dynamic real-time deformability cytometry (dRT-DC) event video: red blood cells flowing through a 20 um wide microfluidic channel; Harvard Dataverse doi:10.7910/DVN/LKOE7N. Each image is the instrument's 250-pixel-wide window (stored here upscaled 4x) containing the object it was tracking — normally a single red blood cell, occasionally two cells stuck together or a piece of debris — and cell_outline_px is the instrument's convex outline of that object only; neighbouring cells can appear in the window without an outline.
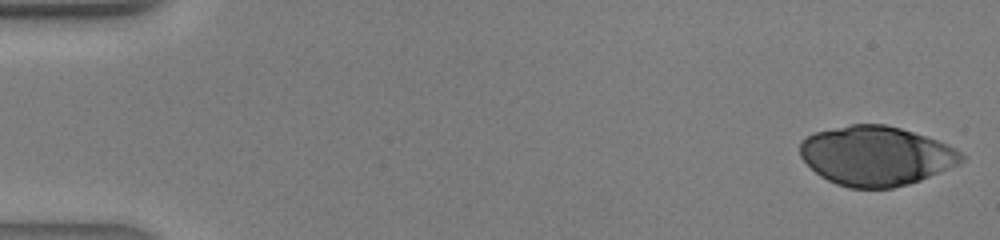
{"species": "human", "species_latin": "Homo sapiens", "temperature_condition": "warm", "stored_images_in_passage": 18, "camera_frame_rate_fps": 3000, "um_per_image_px": 0.085, "donor": {"sex": "male"}, "frame": {"image": 1, "passage_image": 1, "time_ms": 0.0, "image_size_px": [1000, 240], "cell_outline_px": [[968, 156], [964, 160], [956, 164], [920, 180], [908, 184], [892, 188], [848, 188], [836, 184], [820, 176], [800, 156], [800, 140], [816, 132], [852, 124], [884, 124], [900, 128], [936, 140]], "centroid_in_image_um": [74.43, 13.25], "position_along_channel_um": 10.6, "area_um2": 55.31}}
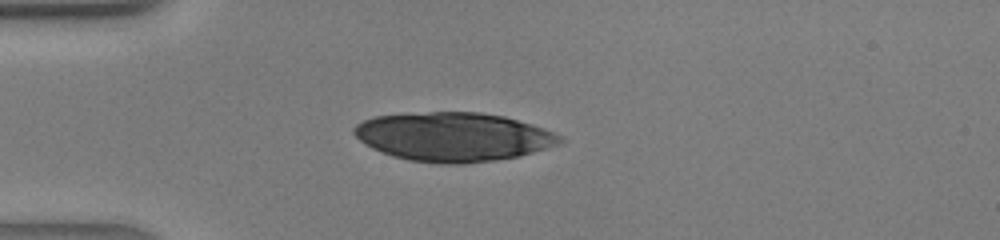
{"frame": {"image": 2, "passage_image": 11, "time_ms": 3.333, "image_size_px": [1000, 240], "cell_outline_px": [[564, 140], [560, 144], [520, 156], [496, 160], [464, 164], [440, 164], [408, 160], [392, 156], [372, 148], [364, 144], [352, 132], [352, 128], [356, 124], [364, 120], [376, 116], [428, 112], [480, 112], [504, 116], [532, 124], [556, 132], [564, 136]], "centroid_in_image_um": [38.56, 11.64], "position_along_channel_um": 46.4, "area_um2": 59.01}}